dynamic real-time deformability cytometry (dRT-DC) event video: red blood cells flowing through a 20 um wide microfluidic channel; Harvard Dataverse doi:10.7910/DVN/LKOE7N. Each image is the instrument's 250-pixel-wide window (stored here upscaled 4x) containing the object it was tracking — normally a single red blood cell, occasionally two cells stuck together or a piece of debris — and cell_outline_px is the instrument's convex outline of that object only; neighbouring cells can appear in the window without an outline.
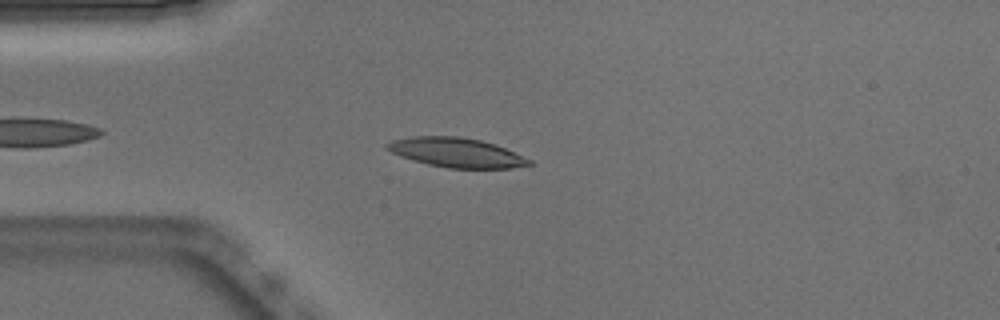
{"species": "Egyptian fruit bat (a non-hibernating species)", "species_latin": "Rousettus aegyptiacus", "temperature_condition": "warm", "stored_images_in_passage": 42, "camera_frame_rate_fps": 3000, "um_per_image_px": 0.085, "animal": {"sex": "male"}, "frame": {"image": 1, "passage_image": 6, "time_ms": 1.667, "image_size_px": [1000, 320], "cell_outline_px": [[532, 164], [512, 168], [448, 168], [428, 164], [400, 156], [384, 148], [384, 144], [392, 140], [412, 136], [460, 136], [480, 140], [496, 144], [532, 160]], "centroid_in_image_um": [38.78, 12.96], "position_along_channel_um": 46.2, "area_um2": 24.39}}
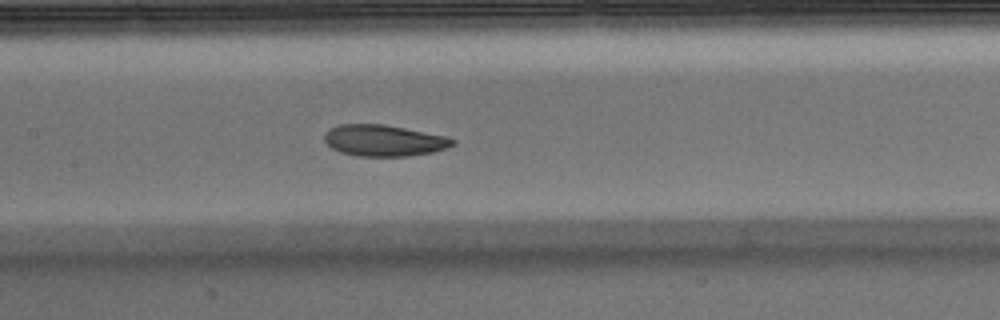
{"frame": {"image": 2, "passage_image": 17, "time_ms": 5.333, "image_size_px": [1000, 320], "cell_outline_px": [[456, 144], [448, 148], [432, 152], [408, 156], [356, 156], [340, 152], [332, 148], [324, 140], [324, 136], [332, 128], [340, 124], [384, 124], [448, 136], [456, 140]], "centroid_in_image_um": [32.69, 11.95], "position_along_channel_um": 174.7, "area_um2": 23.47}}
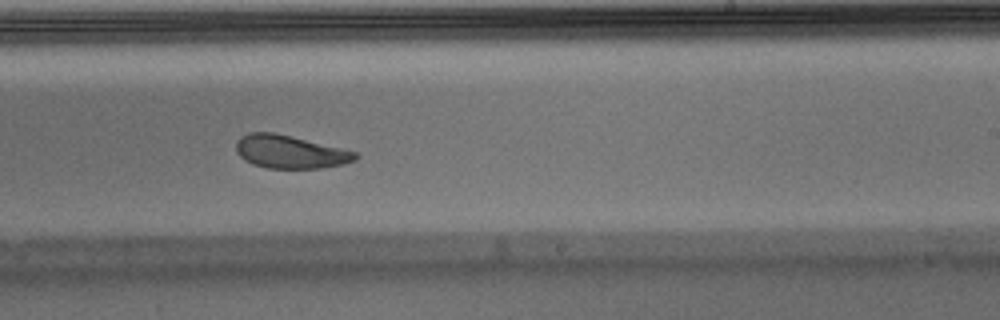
{"frame": {"image": 3, "passage_image": 24, "time_ms": 7.667, "image_size_px": [1000, 320], "cell_outline_px": [[360, 156], [356, 160], [324, 168], [268, 168], [252, 164], [244, 160], [236, 152], [236, 140], [240, 136], [248, 132], [272, 132], [292, 136], [356, 152]], "centroid_in_image_um": [24.61, 12.9], "position_along_channel_um": 264.4, "area_um2": 23.0}, "authors_computed_cell_mechanics": {"area_um2": 24.3338, "velocity_mm_per_s": 3.8503, "shape_relaxation_time_tau1_ms": 3.757, "shape_relaxation_time_tau2_ms": 4.672, "deformation_change_tau1": 0.1491, "deformation_change_tau2": 0.0764}}